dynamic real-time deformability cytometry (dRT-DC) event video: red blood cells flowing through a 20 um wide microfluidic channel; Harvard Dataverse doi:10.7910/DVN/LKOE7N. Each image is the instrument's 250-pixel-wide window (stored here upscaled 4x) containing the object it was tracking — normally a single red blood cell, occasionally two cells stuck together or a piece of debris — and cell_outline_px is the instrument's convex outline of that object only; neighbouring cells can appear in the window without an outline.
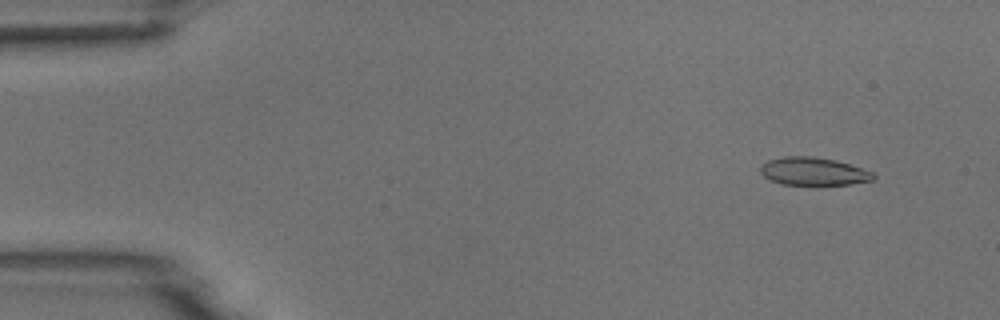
{"species": "common noctule bat (a hibernating species)", "species_latin": "Nyctalus noctula", "temperature_condition": "room temperature", "stored_images_in_passage": 5, "camera_frame_rate_fps": 3000, "um_per_image_px": 0.085, "animal": {"sex": "male", "body_mass_g": 18.8}, "frame": {"image": 1, "passage_image": 2, "time_ms": 1.0, "image_size_px": [1000, 320], "cell_outline_px": [[876, 176], [872, 180], [852, 184], [780, 184], [764, 176], [760, 172], [760, 168], [768, 160], [784, 156], [812, 156], [836, 160], [872, 172]], "centroid_in_image_um": [69.13, 14.56], "position_along_channel_um": 15.9, "area_um2": 18.09}}
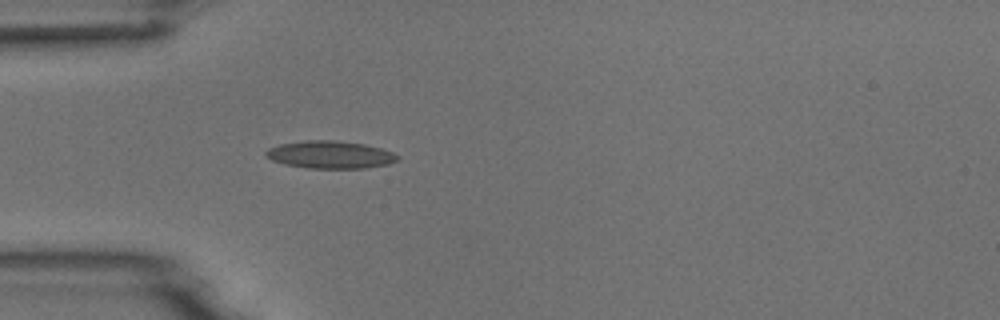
{"frame": {"image": 2, "passage_image": 5, "time_ms": 4.667, "image_size_px": [1000, 320], "cell_outline_px": [[400, 160], [388, 164], [364, 168], [308, 168], [284, 164], [272, 160], [264, 156], [264, 152], [268, 148], [280, 144], [304, 140], [336, 140], [364, 144], [380, 148], [392, 152], [400, 156]], "centroid_in_image_um": [28.05, 13.14], "position_along_channel_um": 56.9, "area_um2": 21.27}}